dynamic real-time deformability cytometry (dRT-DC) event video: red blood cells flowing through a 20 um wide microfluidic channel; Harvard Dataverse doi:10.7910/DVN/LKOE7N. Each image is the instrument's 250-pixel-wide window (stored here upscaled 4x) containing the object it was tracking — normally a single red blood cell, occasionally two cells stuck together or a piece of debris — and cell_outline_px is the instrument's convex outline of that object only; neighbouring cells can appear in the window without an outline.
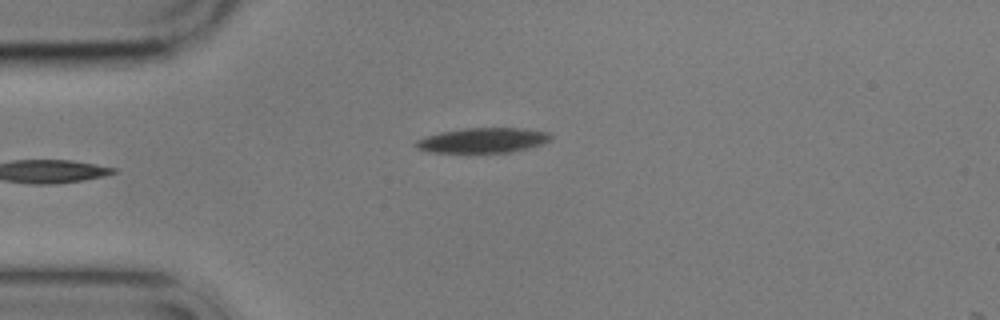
{"species": "common noctule bat (a hibernating species)", "species_latin": "Nyctalus noctula", "temperature_condition": "cold", "stored_images_in_passage": 4, "camera_frame_rate_fps": 3000, "um_per_image_px": 0.085, "animal": {"sex": "male", "body_mass_g": 17.9}, "frame": {"image": 1, "passage_image": 4, "time_ms": 3.333, "image_size_px": [1000, 320], "cell_outline_px": [[552, 136], [544, 144], [512, 152], [428, 152], [416, 148], [412, 144], [416, 140], [424, 136], [440, 132], [464, 128], [524, 128], [548, 132]], "centroid_in_image_um": [41.0, 11.92], "position_along_channel_um": 44.0, "area_um2": 19.77}}